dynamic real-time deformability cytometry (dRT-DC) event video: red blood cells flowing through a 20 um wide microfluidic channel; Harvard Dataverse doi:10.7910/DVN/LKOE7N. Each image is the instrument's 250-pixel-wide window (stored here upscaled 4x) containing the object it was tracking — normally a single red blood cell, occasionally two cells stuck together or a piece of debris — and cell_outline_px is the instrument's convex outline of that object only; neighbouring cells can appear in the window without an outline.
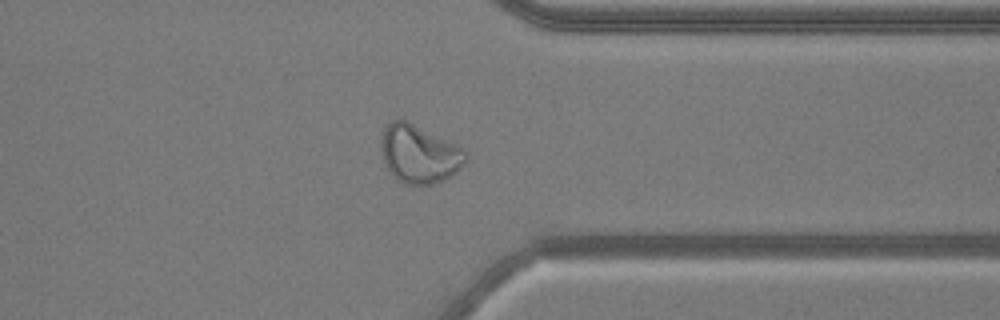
{"species": "common noctule bat (a hibernating species)", "species_latin": "Nyctalus noctula", "temperature_condition": "warm", "stored_images_in_passage": 38, "camera_frame_rate_fps": 3000, "um_per_image_px": 0.085, "animal": {"sex": "male", "body_mass_g": 20.5, "forearm_length_mm": 52.5}, "frame": {"image": 1, "passage_image": 27, "time_ms": 8.667, "image_size_px": [1000, 320], "cell_outline_px": [[468, 160], [456, 172], [444, 180], [432, 184], [404, 184], [388, 168], [384, 160], [380, 148], [380, 132], [392, 120], [408, 120], [464, 148], [468, 152]], "centroid_in_image_um": [35.65, 13.06], "position_along_channel_um": 375.7, "area_um2": 28.84}, "authors_computed_cell_mechanics": {"area_um2": 25.2008, "velocity_mm_per_s": 3.933, "shape_relaxation_time_tau1_ms": null, "shape_relaxation_time_tau2_ms": 1.3091, "deformation_change_tau1": null, "deformation_change_tau2": 0.0771}}